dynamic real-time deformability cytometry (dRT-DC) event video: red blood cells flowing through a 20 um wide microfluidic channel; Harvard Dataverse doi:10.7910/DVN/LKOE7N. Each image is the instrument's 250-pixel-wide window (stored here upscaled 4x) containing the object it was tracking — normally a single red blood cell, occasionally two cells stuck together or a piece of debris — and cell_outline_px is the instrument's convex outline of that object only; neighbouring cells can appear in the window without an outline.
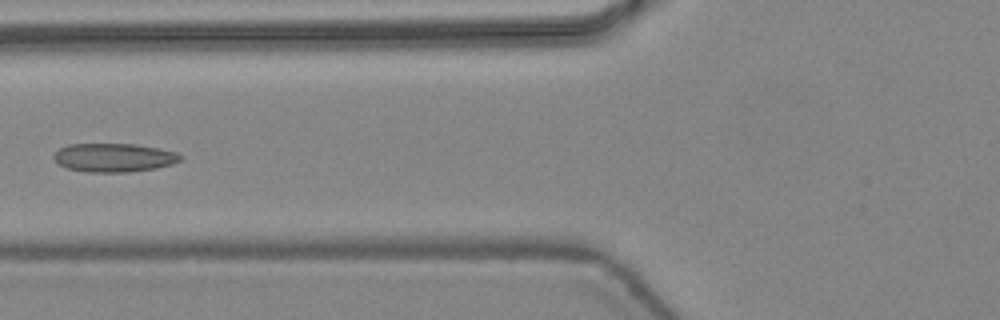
{"species": "common noctule bat (a hibernating species)", "species_latin": "Nyctalus noctula", "temperature_condition": "warm", "stored_images_in_passage": 5, "camera_frame_rate_fps": 3000, "um_per_image_px": 0.085, "animal": {"sex": "female", "body_mass_g": 24.6, "forearm_length_mm": 56.2}, "frame": {"image": 1, "passage_image": 5, "time_ms": 1.333, "image_size_px": [1000, 320], "cell_outline_px": [[184, 156], [180, 160], [172, 164], [156, 168], [128, 172], [88, 172], [68, 168], [60, 164], [52, 156], [60, 148], [68, 144], [136, 144], [160, 148], [176, 152]], "centroid_in_image_um": [9.72, 13.39], "position_along_channel_um": 116.1, "area_um2": 21.1}}